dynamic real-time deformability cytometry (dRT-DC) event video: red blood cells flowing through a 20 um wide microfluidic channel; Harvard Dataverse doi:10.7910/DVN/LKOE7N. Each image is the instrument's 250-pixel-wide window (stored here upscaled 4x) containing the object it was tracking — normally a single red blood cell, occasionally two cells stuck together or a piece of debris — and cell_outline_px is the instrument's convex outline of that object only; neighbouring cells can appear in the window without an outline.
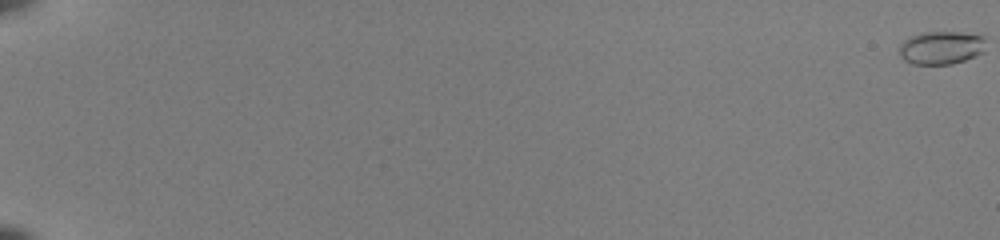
{"species": "common noctule bat (a hibernating species)", "species_latin": "Nyctalus noctula", "temperature_condition": "room temperature", "stored_images_in_passage": 56, "camera_frame_rate_fps": 3000, "um_per_image_px": 0.085, "animal": {"sex": "female", "body_mass_g": 22.0, "forearm_length_mm": 56.7}, "frame": {"image": 1, "passage_image": 1, "time_ms": 0.0, "image_size_px": [1000, 240], "cell_outline_px": [[984, 52], [976, 56], [952, 64], [912, 64], [904, 60], [900, 56], [900, 44], [908, 36], [920, 32], [960, 32], [984, 36]], "centroid_in_image_um": [79.98, 4.05], "position_along_channel_um": 5.0, "area_um2": 16.88}}
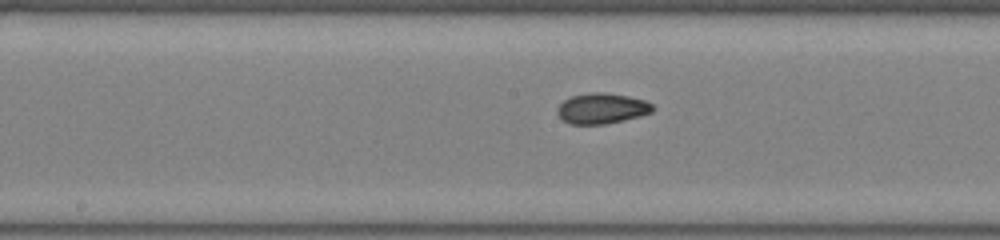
{"frame": {"image": 2, "passage_image": 33, "time_ms": 10.667, "image_size_px": [1000, 240], "cell_outline_px": [[656, 108], [652, 112], [640, 116], [624, 120], [604, 124], [568, 124], [560, 120], [556, 112], [556, 108], [564, 100], [572, 96], [588, 92], [604, 92], [628, 96], [644, 100], [652, 104]], "centroid_in_image_um": [51.12, 9.22], "position_along_channel_um": 197.1, "area_um2": 17.22}}
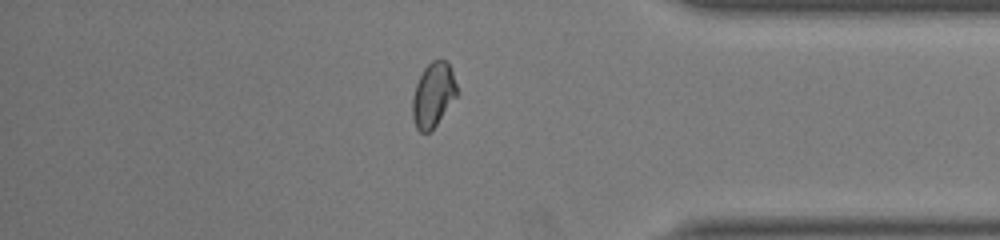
{"frame": {"image": 3, "passage_image": 49, "time_ms": 16.0, "image_size_px": [1000, 240], "cell_outline_px": [[460, 92], [436, 124], [428, 132], [420, 132], [416, 128], [412, 116], [412, 100], [416, 84], [424, 68], [432, 60], [444, 60], [448, 64], [452, 72]], "centroid_in_image_um": [36.83, 8.06], "position_along_channel_um": 398.4, "area_um2": 16.59}, "authors_computed_cell_mechanics": {"area_um2": 16.7042, "velocity_mm_per_s": 4.0206, "shape_relaxation_time_tau1_ms": null, "shape_relaxation_time_tau2_ms": 1.1057, "deformation_change_tau1": null, "deformation_change_tau2": 0.0493}}